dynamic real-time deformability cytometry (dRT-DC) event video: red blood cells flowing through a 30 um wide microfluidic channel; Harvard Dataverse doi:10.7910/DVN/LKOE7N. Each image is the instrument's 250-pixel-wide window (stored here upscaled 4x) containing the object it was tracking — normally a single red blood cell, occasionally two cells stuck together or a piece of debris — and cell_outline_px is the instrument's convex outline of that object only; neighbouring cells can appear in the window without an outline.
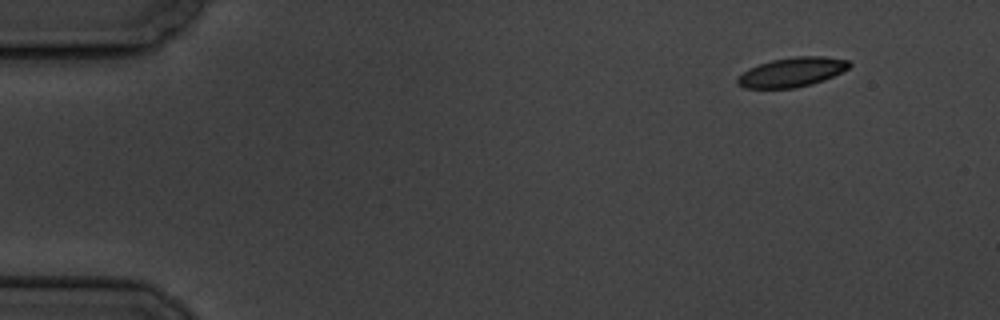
{"species": "common noctule bat (a hibernating species)", "species_latin": "Nyctalus noctula", "temperature_condition": "cold", "stored_images_in_passage": 8, "camera_frame_rate_fps": 3000, "um_per_image_px": 0.085, "animal": {"sex": "male", "body_mass_g": 19.5, "forearm_length_mm": 54.6}, "frame": {"image": 1, "passage_image": 1, "time_ms": 0.0, "image_size_px": [1000, 320], "cell_outline_px": [[852, 64], [848, 68], [824, 80], [812, 84], [796, 88], [744, 88], [736, 84], [736, 80], [748, 68], [772, 60], [792, 56], [824, 56], [848, 60]], "centroid_in_image_um": [67.31, 6.13], "position_along_channel_um": 17.7, "area_um2": 19.13}}
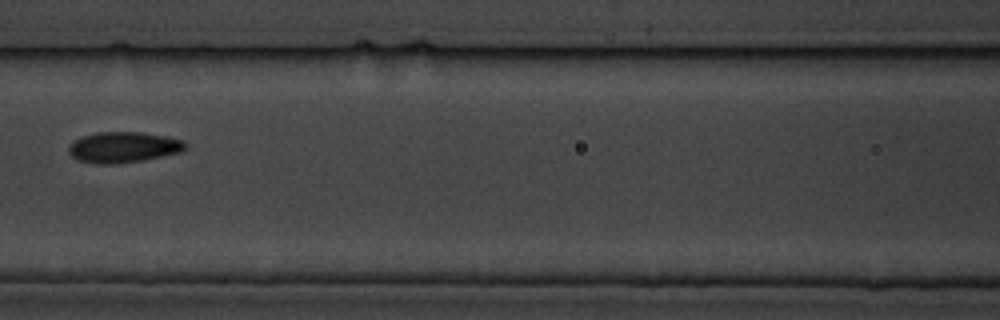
{"frame": {"image": 2, "passage_image": 7, "time_ms": 7.0, "image_size_px": [1000, 320], "cell_outline_px": [[188, 148], [180, 152], [140, 160], [112, 164], [96, 164], [76, 160], [68, 152], [68, 144], [72, 140], [96, 132], [140, 132], [164, 136], [184, 140], [188, 144]], "centroid_in_image_um": [10.45, 12.51], "position_along_channel_um": 156.2, "area_um2": 20.98}}
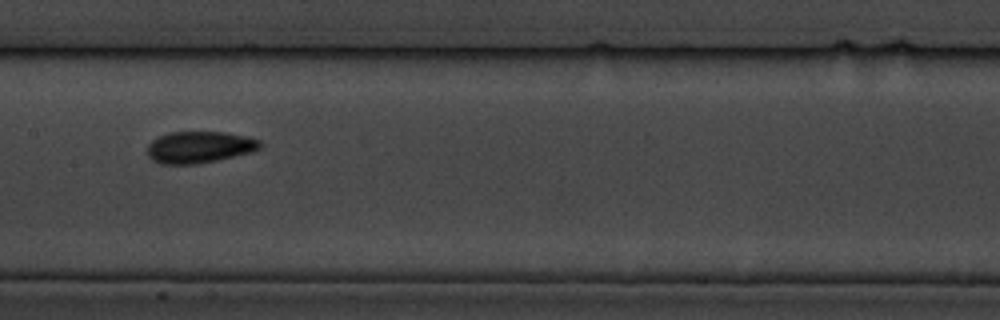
{"frame": {"image": 3, "passage_image": 8, "time_ms": 8.0, "image_size_px": [1000, 320], "cell_outline_px": [[260, 148], [252, 152], [216, 160], [196, 164], [160, 164], [152, 160], [148, 156], [148, 144], [152, 140], [168, 132], [224, 132], [248, 136], [260, 140]], "centroid_in_image_um": [16.94, 12.5], "position_along_channel_um": 190.5, "area_um2": 20.81}}